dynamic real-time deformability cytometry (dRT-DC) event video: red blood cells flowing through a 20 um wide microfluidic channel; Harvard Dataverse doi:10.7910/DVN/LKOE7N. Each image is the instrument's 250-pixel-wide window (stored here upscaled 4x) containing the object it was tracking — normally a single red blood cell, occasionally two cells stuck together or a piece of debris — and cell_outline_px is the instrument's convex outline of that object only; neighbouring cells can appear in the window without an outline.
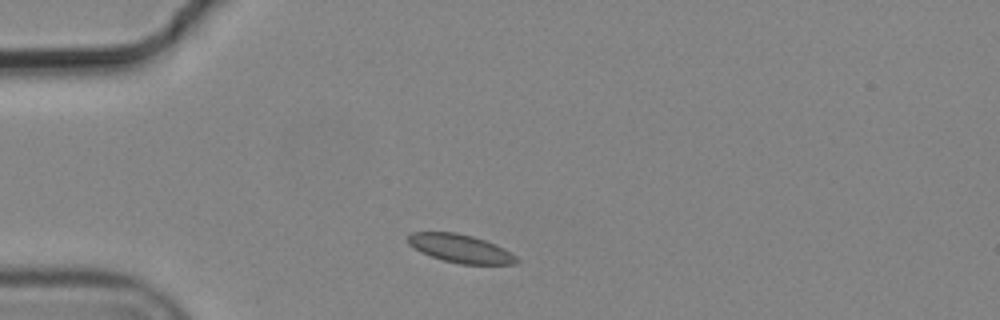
{"species": "common noctule bat (a hibernating species)", "species_latin": "Nyctalus noctula", "temperature_condition": "cold", "stored_images_in_passage": 4, "camera_frame_rate_fps": 3000, "um_per_image_px": 0.085, "animal": {"sex": "male", "body_mass_g": 19.2, "forearm_length_mm": 51.8}, "frame": {"image": 1, "passage_image": 1, "time_ms": 0.0, "image_size_px": [1000, 320], "cell_outline_px": [[520, 260], [516, 264], [460, 264], [444, 260], [420, 252], [408, 244], [408, 236], [412, 232], [456, 232], [472, 236], [496, 244], [504, 248], [516, 256]], "centroid_in_image_um": [39.15, 21.12], "position_along_channel_um": 45.8, "area_um2": 17.86}}
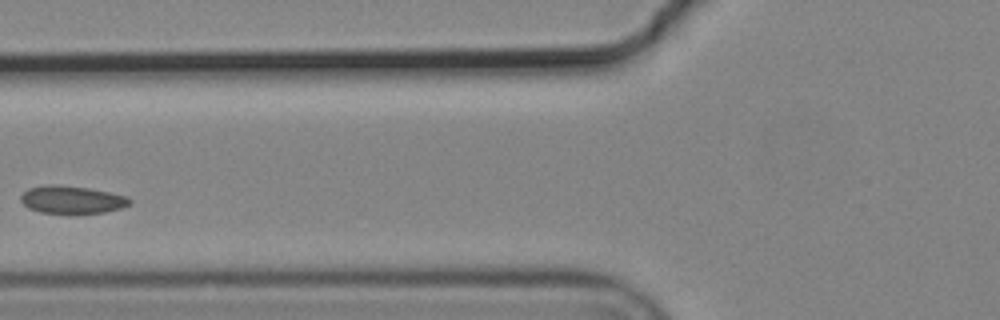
{"frame": {"image": 2, "passage_image": 3, "time_ms": 0.667, "image_size_px": [1000, 320], "cell_outline_px": [[132, 204], [124, 208], [104, 212], [40, 212], [28, 208], [20, 200], [20, 196], [28, 188], [44, 184], [52, 184], [88, 188], [128, 196], [132, 200]], "centroid_in_image_um": [6.13, 16.95], "position_along_channel_um": 119.7, "area_um2": 17.46}}
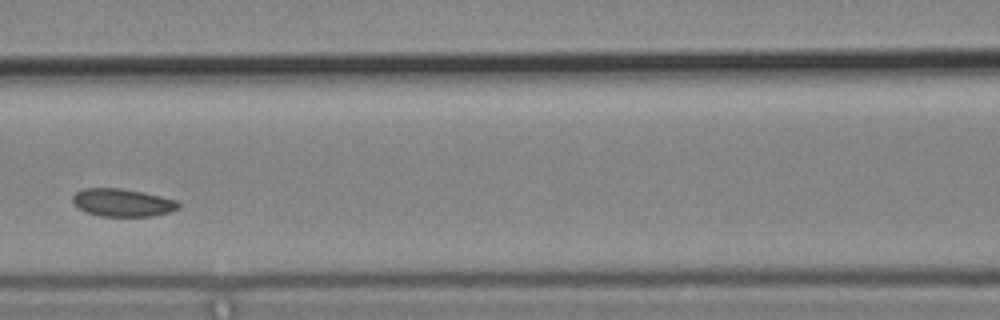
{"frame": {"image": 3, "passage_image": 4, "time_ms": 1.0, "image_size_px": [1000, 320], "cell_outline_px": [[180, 208], [168, 212], [152, 216], [100, 216], [84, 212], [76, 208], [72, 204], [72, 196], [76, 192], [84, 188], [120, 188], [160, 196], [176, 200], [180, 204]], "centroid_in_image_um": [10.35, 17.23], "position_along_channel_um": 156.3, "area_um2": 17.22}}